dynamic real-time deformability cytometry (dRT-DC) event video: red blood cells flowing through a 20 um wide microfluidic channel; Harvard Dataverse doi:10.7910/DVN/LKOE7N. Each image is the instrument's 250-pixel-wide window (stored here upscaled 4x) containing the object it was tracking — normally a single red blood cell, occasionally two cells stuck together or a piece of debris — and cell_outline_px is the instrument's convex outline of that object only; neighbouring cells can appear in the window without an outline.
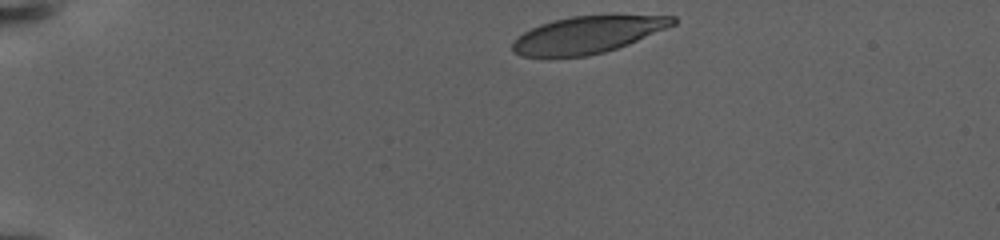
{"species": "human", "species_latin": "Homo sapiens", "temperature_condition": "warm", "stored_images_in_passage": 40, "camera_frame_rate_fps": 3000, "um_per_image_px": 0.085, "donor": {"sex": "female"}, "frame": {"image": 1, "passage_image": 1, "time_ms": 0.0, "image_size_px": [1000, 240], "cell_outline_px": [[676, 24], [628, 44], [604, 52], [588, 56], [520, 56], [512, 52], [512, 44], [524, 32], [540, 24], [552, 20], [572, 16], [676, 16]], "centroid_in_image_um": [49.92, 2.96], "position_along_channel_um": 35.1, "area_um2": 33.93}}
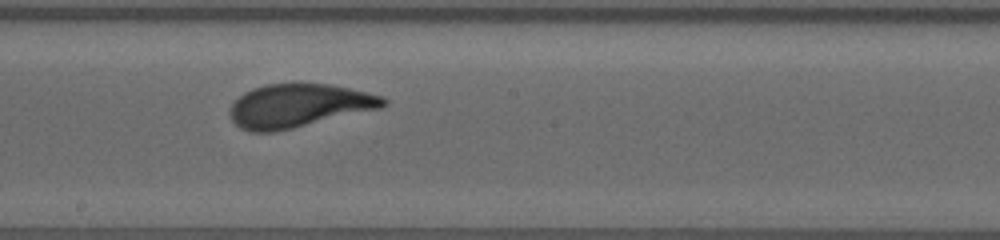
{"frame": {"image": 2, "passage_image": 22, "time_ms": 9.333, "image_size_px": [1000, 240], "cell_outline_px": [[388, 104], [380, 108], [276, 132], [248, 132], [240, 128], [232, 120], [228, 112], [232, 104], [244, 92], [252, 88], [264, 84], [328, 84], [348, 88], [384, 96], [388, 100]], "centroid_in_image_um": [25.36, 8.99], "position_along_channel_um": 222.8, "area_um2": 38.73}}
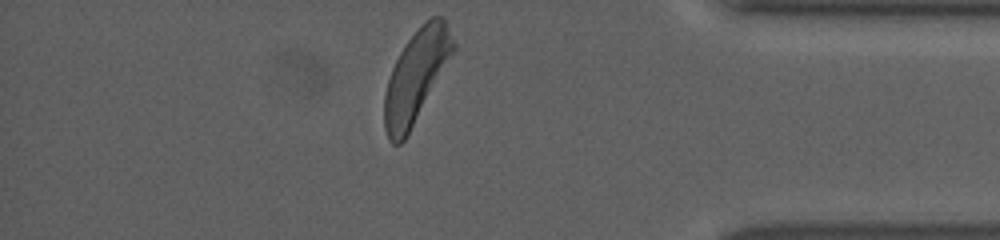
{"frame": {"image": 3, "passage_image": 40, "time_ms": 16.333, "image_size_px": [1000, 240], "cell_outline_px": [[456, 48], [404, 140], [400, 144], [392, 144], [388, 140], [384, 128], [384, 92], [392, 68], [400, 52], [408, 40], [424, 20], [432, 16], [444, 16], [456, 44]], "centroid_in_image_um": [35.36, 6.44], "position_along_channel_um": 399.8, "area_um2": 36.47}, "authors_computed_cell_mechanics": {"area_um2": 38.4659, "velocity_mm_per_s": 2.84, "shape_relaxation_time_tau1_ms": 5.171, "shape_relaxation_time_tau2_ms": 1.2346, "deformation_change_tau1": 0.2056, "deformation_change_tau2": 0.0846}}